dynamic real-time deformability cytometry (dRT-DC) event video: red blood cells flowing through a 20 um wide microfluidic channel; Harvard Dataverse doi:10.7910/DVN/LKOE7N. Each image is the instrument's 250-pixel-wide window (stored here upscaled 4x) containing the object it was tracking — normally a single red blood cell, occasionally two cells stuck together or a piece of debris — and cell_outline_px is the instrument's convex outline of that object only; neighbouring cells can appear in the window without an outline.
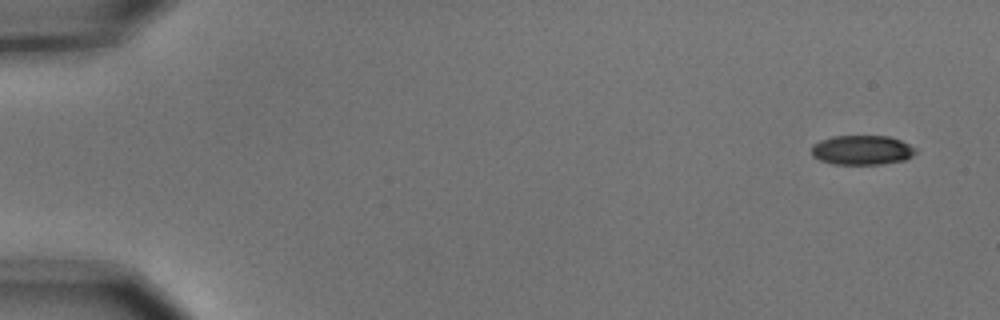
{"species": "common noctule bat (a hibernating species)", "species_latin": "Nyctalus noctula", "temperature_condition": "cold", "stored_images_in_passage": 5, "camera_frame_rate_fps": 3000, "um_per_image_px": 0.085, "animal": {"sex": "male", "body_mass_g": 15.6}, "frame": {"image": 1, "passage_image": 1, "time_ms": 0.0, "image_size_px": [1000, 320], "cell_outline_px": [[916, 152], [912, 156], [904, 160], [884, 164], [832, 164], [820, 160], [812, 156], [812, 144], [820, 140], [832, 136], [888, 136], [900, 140], [916, 148]], "centroid_in_image_um": [73.25, 12.76], "position_along_channel_um": 11.7, "area_um2": 17.98}}
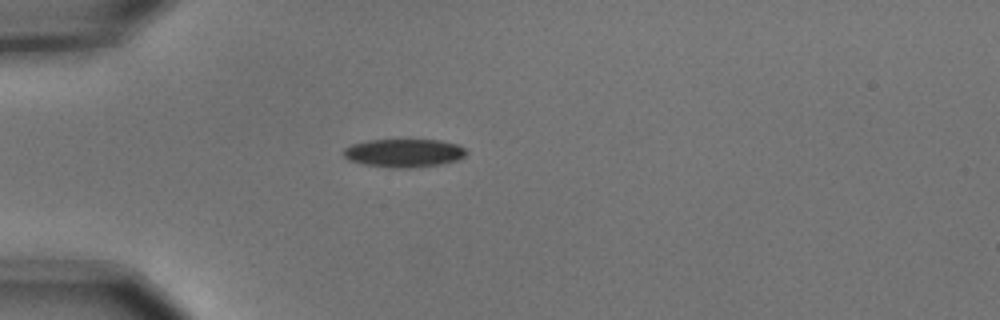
{"frame": {"image": 2, "passage_image": 4, "time_ms": 1.0, "image_size_px": [1000, 320], "cell_outline_px": [[468, 152], [460, 160], [440, 164], [412, 168], [388, 168], [364, 164], [348, 160], [344, 156], [344, 148], [352, 144], [368, 140], [440, 140], [460, 144]], "centroid_in_image_um": [34.37, 13.01], "position_along_channel_um": 50.6, "area_um2": 20.46}}